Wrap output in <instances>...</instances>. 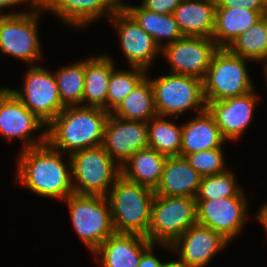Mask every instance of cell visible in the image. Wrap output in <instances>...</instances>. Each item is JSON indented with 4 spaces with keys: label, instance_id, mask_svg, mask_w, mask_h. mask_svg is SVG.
<instances>
[{
    "label": "cell",
    "instance_id": "obj_1",
    "mask_svg": "<svg viewBox=\"0 0 267 267\" xmlns=\"http://www.w3.org/2000/svg\"><path fill=\"white\" fill-rule=\"evenodd\" d=\"M16 182L40 196L65 200L74 193L71 161L47 142L18 153ZM64 160L67 162L65 163Z\"/></svg>",
    "mask_w": 267,
    "mask_h": 267
},
{
    "label": "cell",
    "instance_id": "obj_2",
    "mask_svg": "<svg viewBox=\"0 0 267 267\" xmlns=\"http://www.w3.org/2000/svg\"><path fill=\"white\" fill-rule=\"evenodd\" d=\"M109 114L98 107L67 106L47 125L46 142L64 155L101 146Z\"/></svg>",
    "mask_w": 267,
    "mask_h": 267
},
{
    "label": "cell",
    "instance_id": "obj_3",
    "mask_svg": "<svg viewBox=\"0 0 267 267\" xmlns=\"http://www.w3.org/2000/svg\"><path fill=\"white\" fill-rule=\"evenodd\" d=\"M154 196L152 188L133 183L121 175L107 195L115 232L147 238Z\"/></svg>",
    "mask_w": 267,
    "mask_h": 267
},
{
    "label": "cell",
    "instance_id": "obj_4",
    "mask_svg": "<svg viewBox=\"0 0 267 267\" xmlns=\"http://www.w3.org/2000/svg\"><path fill=\"white\" fill-rule=\"evenodd\" d=\"M69 156L73 191L76 194L107 196L121 176V167L102 145L79 150Z\"/></svg>",
    "mask_w": 267,
    "mask_h": 267
},
{
    "label": "cell",
    "instance_id": "obj_5",
    "mask_svg": "<svg viewBox=\"0 0 267 267\" xmlns=\"http://www.w3.org/2000/svg\"><path fill=\"white\" fill-rule=\"evenodd\" d=\"M65 201L76 234L91 253L115 233L107 196L73 193Z\"/></svg>",
    "mask_w": 267,
    "mask_h": 267
},
{
    "label": "cell",
    "instance_id": "obj_6",
    "mask_svg": "<svg viewBox=\"0 0 267 267\" xmlns=\"http://www.w3.org/2000/svg\"><path fill=\"white\" fill-rule=\"evenodd\" d=\"M248 59L220 48L212 58L203 79L205 102H215L242 96L254 90L248 74Z\"/></svg>",
    "mask_w": 267,
    "mask_h": 267
},
{
    "label": "cell",
    "instance_id": "obj_7",
    "mask_svg": "<svg viewBox=\"0 0 267 267\" xmlns=\"http://www.w3.org/2000/svg\"><path fill=\"white\" fill-rule=\"evenodd\" d=\"M157 114L178 119L185 111L206 110L203 80L187 75L169 73L151 79Z\"/></svg>",
    "mask_w": 267,
    "mask_h": 267
},
{
    "label": "cell",
    "instance_id": "obj_8",
    "mask_svg": "<svg viewBox=\"0 0 267 267\" xmlns=\"http://www.w3.org/2000/svg\"><path fill=\"white\" fill-rule=\"evenodd\" d=\"M197 224L196 200L183 196H154L147 238L154 244H172Z\"/></svg>",
    "mask_w": 267,
    "mask_h": 267
},
{
    "label": "cell",
    "instance_id": "obj_9",
    "mask_svg": "<svg viewBox=\"0 0 267 267\" xmlns=\"http://www.w3.org/2000/svg\"><path fill=\"white\" fill-rule=\"evenodd\" d=\"M8 12L0 13V51L34 65L43 59L37 24L43 11Z\"/></svg>",
    "mask_w": 267,
    "mask_h": 267
},
{
    "label": "cell",
    "instance_id": "obj_10",
    "mask_svg": "<svg viewBox=\"0 0 267 267\" xmlns=\"http://www.w3.org/2000/svg\"><path fill=\"white\" fill-rule=\"evenodd\" d=\"M22 89L8 87L46 126L65 108L54 73L39 65H30Z\"/></svg>",
    "mask_w": 267,
    "mask_h": 267
},
{
    "label": "cell",
    "instance_id": "obj_11",
    "mask_svg": "<svg viewBox=\"0 0 267 267\" xmlns=\"http://www.w3.org/2000/svg\"><path fill=\"white\" fill-rule=\"evenodd\" d=\"M47 127L7 87L0 88V136L3 139L22 140L21 150L34 148L46 143ZM45 129L39 131L41 129ZM39 131L40 135L32 136Z\"/></svg>",
    "mask_w": 267,
    "mask_h": 267
},
{
    "label": "cell",
    "instance_id": "obj_12",
    "mask_svg": "<svg viewBox=\"0 0 267 267\" xmlns=\"http://www.w3.org/2000/svg\"><path fill=\"white\" fill-rule=\"evenodd\" d=\"M247 197L243 190L234 197L196 200L197 224L206 226L228 241L233 240L248 219Z\"/></svg>",
    "mask_w": 267,
    "mask_h": 267
},
{
    "label": "cell",
    "instance_id": "obj_13",
    "mask_svg": "<svg viewBox=\"0 0 267 267\" xmlns=\"http://www.w3.org/2000/svg\"><path fill=\"white\" fill-rule=\"evenodd\" d=\"M220 48L212 38L183 36L161 50L171 73L204 79L212 58Z\"/></svg>",
    "mask_w": 267,
    "mask_h": 267
},
{
    "label": "cell",
    "instance_id": "obj_14",
    "mask_svg": "<svg viewBox=\"0 0 267 267\" xmlns=\"http://www.w3.org/2000/svg\"><path fill=\"white\" fill-rule=\"evenodd\" d=\"M109 20L118 32L116 34L121 50L129 67H140L149 71L155 58L161 53L160 46L123 7H119Z\"/></svg>",
    "mask_w": 267,
    "mask_h": 267
},
{
    "label": "cell",
    "instance_id": "obj_15",
    "mask_svg": "<svg viewBox=\"0 0 267 267\" xmlns=\"http://www.w3.org/2000/svg\"><path fill=\"white\" fill-rule=\"evenodd\" d=\"M231 243L222 234L199 224H195L178 237L171 245L159 244L168 251H176L179 260L188 267H206L221 251Z\"/></svg>",
    "mask_w": 267,
    "mask_h": 267
},
{
    "label": "cell",
    "instance_id": "obj_16",
    "mask_svg": "<svg viewBox=\"0 0 267 267\" xmlns=\"http://www.w3.org/2000/svg\"><path fill=\"white\" fill-rule=\"evenodd\" d=\"M148 125L142 121H128L109 114L102 146L122 167L137 151L148 147Z\"/></svg>",
    "mask_w": 267,
    "mask_h": 267
},
{
    "label": "cell",
    "instance_id": "obj_17",
    "mask_svg": "<svg viewBox=\"0 0 267 267\" xmlns=\"http://www.w3.org/2000/svg\"><path fill=\"white\" fill-rule=\"evenodd\" d=\"M257 95L254 90L242 96L207 103L206 109L215 119L223 138L239 140L250 125L257 105Z\"/></svg>",
    "mask_w": 267,
    "mask_h": 267
},
{
    "label": "cell",
    "instance_id": "obj_18",
    "mask_svg": "<svg viewBox=\"0 0 267 267\" xmlns=\"http://www.w3.org/2000/svg\"><path fill=\"white\" fill-rule=\"evenodd\" d=\"M119 7L112 0H40V9L49 11L65 26L85 28L101 17L109 18Z\"/></svg>",
    "mask_w": 267,
    "mask_h": 267
},
{
    "label": "cell",
    "instance_id": "obj_19",
    "mask_svg": "<svg viewBox=\"0 0 267 267\" xmlns=\"http://www.w3.org/2000/svg\"><path fill=\"white\" fill-rule=\"evenodd\" d=\"M152 244L138 234L115 232L92 254L102 267H138L142 254Z\"/></svg>",
    "mask_w": 267,
    "mask_h": 267
},
{
    "label": "cell",
    "instance_id": "obj_20",
    "mask_svg": "<svg viewBox=\"0 0 267 267\" xmlns=\"http://www.w3.org/2000/svg\"><path fill=\"white\" fill-rule=\"evenodd\" d=\"M202 177L184 157H167L159 184L154 192L156 195L195 198Z\"/></svg>",
    "mask_w": 267,
    "mask_h": 267
},
{
    "label": "cell",
    "instance_id": "obj_21",
    "mask_svg": "<svg viewBox=\"0 0 267 267\" xmlns=\"http://www.w3.org/2000/svg\"><path fill=\"white\" fill-rule=\"evenodd\" d=\"M216 0H183L173 11L183 36L212 38Z\"/></svg>",
    "mask_w": 267,
    "mask_h": 267
},
{
    "label": "cell",
    "instance_id": "obj_22",
    "mask_svg": "<svg viewBox=\"0 0 267 267\" xmlns=\"http://www.w3.org/2000/svg\"><path fill=\"white\" fill-rule=\"evenodd\" d=\"M226 140L223 138L215 119L206 109L189 121L182 123V144L180 156L222 148Z\"/></svg>",
    "mask_w": 267,
    "mask_h": 267
},
{
    "label": "cell",
    "instance_id": "obj_23",
    "mask_svg": "<svg viewBox=\"0 0 267 267\" xmlns=\"http://www.w3.org/2000/svg\"><path fill=\"white\" fill-rule=\"evenodd\" d=\"M111 57L106 54L86 57L82 106L98 107L107 111L108 84L115 69Z\"/></svg>",
    "mask_w": 267,
    "mask_h": 267
},
{
    "label": "cell",
    "instance_id": "obj_24",
    "mask_svg": "<svg viewBox=\"0 0 267 267\" xmlns=\"http://www.w3.org/2000/svg\"><path fill=\"white\" fill-rule=\"evenodd\" d=\"M264 15H267V11H255L239 6L216 8L212 39L219 48H228L238 36L247 31Z\"/></svg>",
    "mask_w": 267,
    "mask_h": 267
},
{
    "label": "cell",
    "instance_id": "obj_25",
    "mask_svg": "<svg viewBox=\"0 0 267 267\" xmlns=\"http://www.w3.org/2000/svg\"><path fill=\"white\" fill-rule=\"evenodd\" d=\"M167 156L146 147L133 154L121 167V175L153 190L159 184Z\"/></svg>",
    "mask_w": 267,
    "mask_h": 267
},
{
    "label": "cell",
    "instance_id": "obj_26",
    "mask_svg": "<svg viewBox=\"0 0 267 267\" xmlns=\"http://www.w3.org/2000/svg\"><path fill=\"white\" fill-rule=\"evenodd\" d=\"M123 8L156 41L161 49L167 44L173 43L183 37L172 14L152 12L146 10L141 5L127 4Z\"/></svg>",
    "mask_w": 267,
    "mask_h": 267
},
{
    "label": "cell",
    "instance_id": "obj_27",
    "mask_svg": "<svg viewBox=\"0 0 267 267\" xmlns=\"http://www.w3.org/2000/svg\"><path fill=\"white\" fill-rule=\"evenodd\" d=\"M111 114L123 120L142 122L158 115L148 72Z\"/></svg>",
    "mask_w": 267,
    "mask_h": 267
},
{
    "label": "cell",
    "instance_id": "obj_28",
    "mask_svg": "<svg viewBox=\"0 0 267 267\" xmlns=\"http://www.w3.org/2000/svg\"><path fill=\"white\" fill-rule=\"evenodd\" d=\"M165 118L157 115L147 122L148 147L167 157L180 156L182 124L178 126Z\"/></svg>",
    "mask_w": 267,
    "mask_h": 267
},
{
    "label": "cell",
    "instance_id": "obj_29",
    "mask_svg": "<svg viewBox=\"0 0 267 267\" xmlns=\"http://www.w3.org/2000/svg\"><path fill=\"white\" fill-rule=\"evenodd\" d=\"M231 53L267 65V15L238 36L227 48Z\"/></svg>",
    "mask_w": 267,
    "mask_h": 267
},
{
    "label": "cell",
    "instance_id": "obj_30",
    "mask_svg": "<svg viewBox=\"0 0 267 267\" xmlns=\"http://www.w3.org/2000/svg\"><path fill=\"white\" fill-rule=\"evenodd\" d=\"M85 60L63 66L54 72L62 104L82 105L84 92Z\"/></svg>",
    "mask_w": 267,
    "mask_h": 267
},
{
    "label": "cell",
    "instance_id": "obj_31",
    "mask_svg": "<svg viewBox=\"0 0 267 267\" xmlns=\"http://www.w3.org/2000/svg\"><path fill=\"white\" fill-rule=\"evenodd\" d=\"M147 70L140 67H130L129 70L114 69L109 79L107 91V112L112 113L122 100L147 75Z\"/></svg>",
    "mask_w": 267,
    "mask_h": 267
},
{
    "label": "cell",
    "instance_id": "obj_32",
    "mask_svg": "<svg viewBox=\"0 0 267 267\" xmlns=\"http://www.w3.org/2000/svg\"><path fill=\"white\" fill-rule=\"evenodd\" d=\"M235 173L229 169L225 172L203 176L195 200H213L237 196L242 188L236 185Z\"/></svg>",
    "mask_w": 267,
    "mask_h": 267
},
{
    "label": "cell",
    "instance_id": "obj_33",
    "mask_svg": "<svg viewBox=\"0 0 267 267\" xmlns=\"http://www.w3.org/2000/svg\"><path fill=\"white\" fill-rule=\"evenodd\" d=\"M223 148H213L206 151L187 154L184 158L201 176L216 175L228 168L224 161Z\"/></svg>",
    "mask_w": 267,
    "mask_h": 267
},
{
    "label": "cell",
    "instance_id": "obj_34",
    "mask_svg": "<svg viewBox=\"0 0 267 267\" xmlns=\"http://www.w3.org/2000/svg\"><path fill=\"white\" fill-rule=\"evenodd\" d=\"M216 8L244 7L255 11H267V0H216Z\"/></svg>",
    "mask_w": 267,
    "mask_h": 267
},
{
    "label": "cell",
    "instance_id": "obj_35",
    "mask_svg": "<svg viewBox=\"0 0 267 267\" xmlns=\"http://www.w3.org/2000/svg\"><path fill=\"white\" fill-rule=\"evenodd\" d=\"M183 0H143L141 6L159 14H172Z\"/></svg>",
    "mask_w": 267,
    "mask_h": 267
},
{
    "label": "cell",
    "instance_id": "obj_36",
    "mask_svg": "<svg viewBox=\"0 0 267 267\" xmlns=\"http://www.w3.org/2000/svg\"><path fill=\"white\" fill-rule=\"evenodd\" d=\"M157 244H152L143 254L140 259L138 267H162L163 263L161 260L157 258L156 255H154L153 250L155 249L154 247Z\"/></svg>",
    "mask_w": 267,
    "mask_h": 267
},
{
    "label": "cell",
    "instance_id": "obj_37",
    "mask_svg": "<svg viewBox=\"0 0 267 267\" xmlns=\"http://www.w3.org/2000/svg\"><path fill=\"white\" fill-rule=\"evenodd\" d=\"M26 3L28 7L38 9L40 7V0H0V11L5 8L15 7V5Z\"/></svg>",
    "mask_w": 267,
    "mask_h": 267
},
{
    "label": "cell",
    "instance_id": "obj_38",
    "mask_svg": "<svg viewBox=\"0 0 267 267\" xmlns=\"http://www.w3.org/2000/svg\"><path fill=\"white\" fill-rule=\"evenodd\" d=\"M255 217V219H257L259 223L262 224L267 237V202H265L263 206L260 207V210L256 213Z\"/></svg>",
    "mask_w": 267,
    "mask_h": 267
},
{
    "label": "cell",
    "instance_id": "obj_39",
    "mask_svg": "<svg viewBox=\"0 0 267 267\" xmlns=\"http://www.w3.org/2000/svg\"><path fill=\"white\" fill-rule=\"evenodd\" d=\"M162 267H188V266L181 260H171L167 262L165 261Z\"/></svg>",
    "mask_w": 267,
    "mask_h": 267
},
{
    "label": "cell",
    "instance_id": "obj_40",
    "mask_svg": "<svg viewBox=\"0 0 267 267\" xmlns=\"http://www.w3.org/2000/svg\"><path fill=\"white\" fill-rule=\"evenodd\" d=\"M118 7H123L125 4L123 0H112Z\"/></svg>",
    "mask_w": 267,
    "mask_h": 267
},
{
    "label": "cell",
    "instance_id": "obj_41",
    "mask_svg": "<svg viewBox=\"0 0 267 267\" xmlns=\"http://www.w3.org/2000/svg\"><path fill=\"white\" fill-rule=\"evenodd\" d=\"M263 71L265 72L264 75H265V79L267 78V65L263 68ZM267 81V79H266Z\"/></svg>",
    "mask_w": 267,
    "mask_h": 267
}]
</instances>
